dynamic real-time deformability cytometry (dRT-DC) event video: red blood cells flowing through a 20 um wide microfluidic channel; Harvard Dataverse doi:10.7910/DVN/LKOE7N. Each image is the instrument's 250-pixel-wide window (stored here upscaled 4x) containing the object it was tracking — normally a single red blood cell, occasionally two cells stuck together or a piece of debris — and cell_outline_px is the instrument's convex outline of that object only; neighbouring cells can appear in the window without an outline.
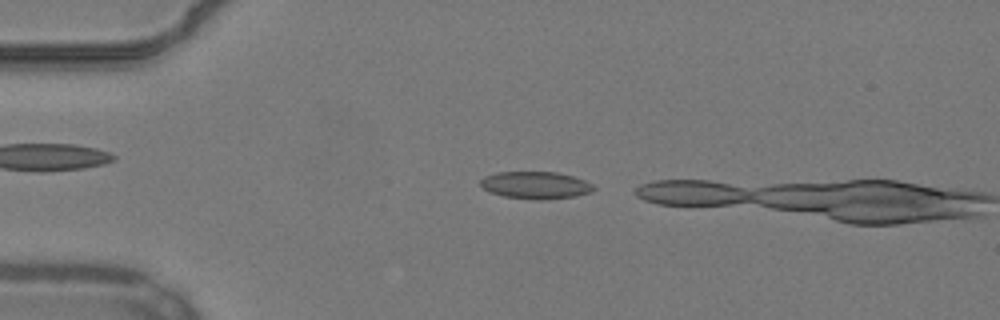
{"species": "common noctule bat (a hibernating species)", "species_latin": "Nyctalus noctula", "temperature_condition": "warm", "stored_images_in_passage": 2, "camera_frame_rate_fps": 3000, "um_per_image_px": 0.085, "animal": {"sex": "male", "body_mass_g": 19.2, "forearm_length_mm": 51.8}, "frame": {"image": 1, "passage_image": 1, "time_ms": 0.0, "image_size_px": [1000, 320], "cell_outline_px": [[596, 188], [592, 192], [576, 196], [548, 200], [536, 200], [504, 196], [488, 192], [480, 184], [480, 180], [484, 176], [496, 172], [556, 172], [572, 176], [584, 180], [592, 184]], "centroid_in_image_um": [45.53, 15.75], "position_along_channel_um": 39.5, "area_um2": 18.15}}